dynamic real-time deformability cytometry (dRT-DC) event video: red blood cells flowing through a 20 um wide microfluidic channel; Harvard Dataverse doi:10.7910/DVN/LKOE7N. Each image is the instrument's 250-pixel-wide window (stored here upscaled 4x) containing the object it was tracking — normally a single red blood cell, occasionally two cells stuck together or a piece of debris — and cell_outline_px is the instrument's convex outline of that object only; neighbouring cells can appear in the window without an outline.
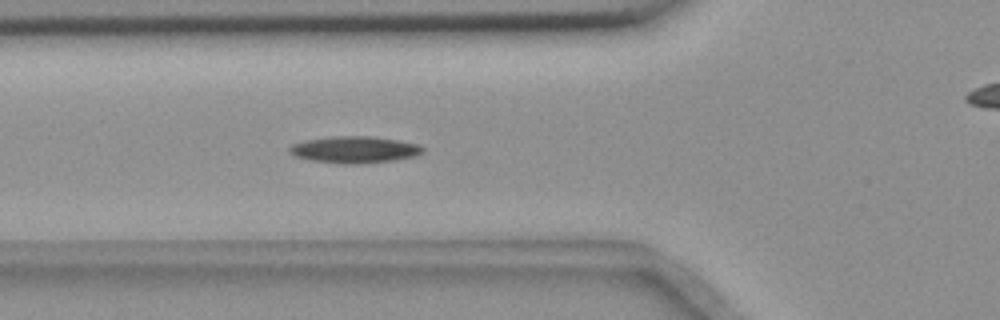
{"species": "common noctule bat (a hibernating species)", "species_latin": "Nyctalus noctula", "temperature_condition": "room temperature", "stored_images_in_passage": 11, "camera_frame_rate_fps": 3000, "um_per_image_px": 0.085, "animal": {"sex": "female", "body_mass_g": 18.4}, "frame": {"image": 1, "passage_image": 8, "time_ms": 2.333, "image_size_px": [1000, 320], "cell_outline_px": [[424, 152], [416, 156], [396, 160], [364, 164], [336, 164], [308, 160], [292, 156], [288, 152], [288, 148], [292, 144], [304, 140], [332, 136], [368, 136], [396, 140], [416, 144], [424, 148]], "centroid_in_image_um": [30.07, 12.74], "position_along_channel_um": 95.7, "area_um2": 21.15}}